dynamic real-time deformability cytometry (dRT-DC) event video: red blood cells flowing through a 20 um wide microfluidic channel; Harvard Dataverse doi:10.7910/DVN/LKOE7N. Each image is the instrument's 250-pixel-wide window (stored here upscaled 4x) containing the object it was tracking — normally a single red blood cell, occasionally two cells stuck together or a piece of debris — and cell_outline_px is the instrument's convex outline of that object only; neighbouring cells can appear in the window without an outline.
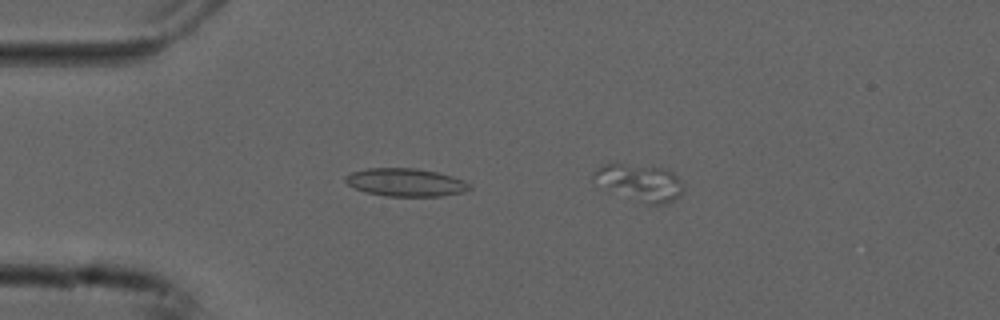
{"species": "common noctule bat (a hibernating species)", "species_latin": "Nyctalus noctula", "temperature_condition": "cold", "stored_images_in_passage": 7, "camera_frame_rate_fps": 3000, "um_per_image_px": 0.085, "animal": {"sex": "male", "forearm_length_mm": 52.5}, "frame": {"image": 1, "passage_image": 5, "time_ms": 1.333, "image_size_px": [1000, 320], "cell_outline_px": [[472, 188], [464, 192], [440, 196], [384, 196], [368, 192], [356, 188], [348, 184], [344, 180], [344, 176], [352, 172], [368, 168], [416, 168], [436, 172], [452, 176], [468, 184]], "centroid_in_image_um": [34.46, 15.5], "position_along_channel_um": 50.5, "area_um2": 20.0}}